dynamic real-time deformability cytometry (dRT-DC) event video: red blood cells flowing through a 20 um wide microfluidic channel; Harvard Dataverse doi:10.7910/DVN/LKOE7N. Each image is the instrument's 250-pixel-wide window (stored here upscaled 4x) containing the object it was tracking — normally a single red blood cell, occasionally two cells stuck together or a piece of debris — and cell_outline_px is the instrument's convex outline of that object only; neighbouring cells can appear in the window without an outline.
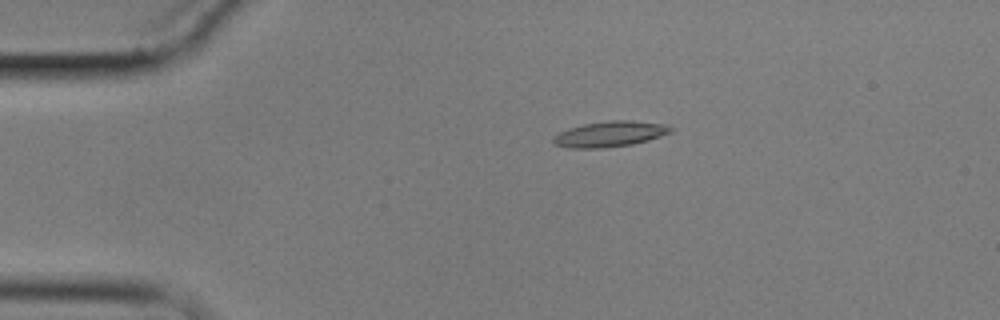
{"species": "common noctule bat (a hibernating species)", "species_latin": "Nyctalus noctula", "temperature_condition": "cold", "stored_images_in_passage": 7, "camera_frame_rate_fps": 3000, "um_per_image_px": 0.085, "animal": {"sex": "male", "body_mass_g": 17.9}, "frame": {"image": 1, "passage_image": 3, "time_ms": 2.667, "image_size_px": [1000, 320], "cell_outline_px": [[672, 132], [648, 140], [632, 144], [604, 148], [568, 148], [556, 144], [552, 140], [560, 132], [568, 128], [584, 124], [608, 120], [632, 120], [668, 124], [672, 128]], "centroid_in_image_um": [51.88, 11.38], "position_along_channel_um": 33.1, "area_um2": 17.51}}
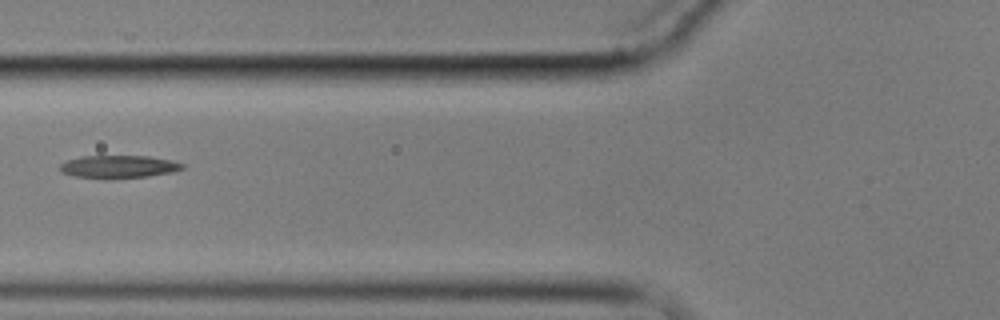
{"frame": {"image": 2, "passage_image": 6, "time_ms": 6.333, "image_size_px": [1000, 320], "cell_outline_px": [[184, 168], [172, 172], [148, 176], [108, 180], [72, 176], [60, 172], [60, 164], [68, 160], [80, 156], [148, 156], [172, 160], [184, 164]], "centroid_in_image_um": [10.05, 14.19], "position_along_channel_um": 115.8, "area_um2": 16.59}}
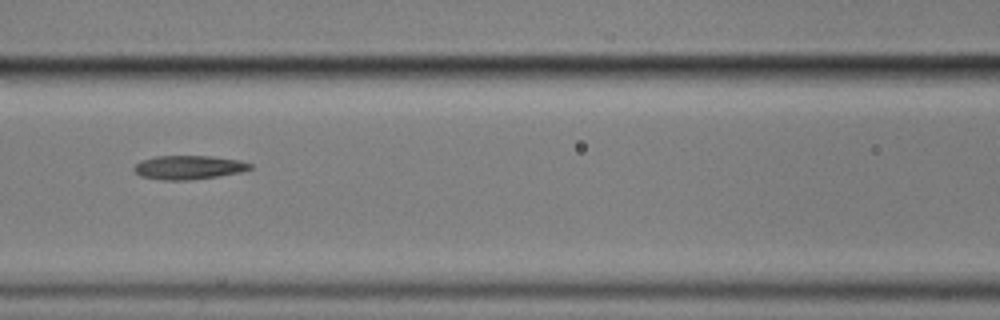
{"frame": {"image": 3, "passage_image": 7, "time_ms": 7.333, "image_size_px": [1000, 320], "cell_outline_px": [[252, 168], [240, 172], [220, 176], [188, 180], [164, 180], [140, 176], [132, 168], [140, 160], [156, 156], [212, 156], [240, 160], [252, 164]], "centroid_in_image_um": [16.03, 14.22], "position_along_channel_um": 150.6, "area_um2": 16.18}}